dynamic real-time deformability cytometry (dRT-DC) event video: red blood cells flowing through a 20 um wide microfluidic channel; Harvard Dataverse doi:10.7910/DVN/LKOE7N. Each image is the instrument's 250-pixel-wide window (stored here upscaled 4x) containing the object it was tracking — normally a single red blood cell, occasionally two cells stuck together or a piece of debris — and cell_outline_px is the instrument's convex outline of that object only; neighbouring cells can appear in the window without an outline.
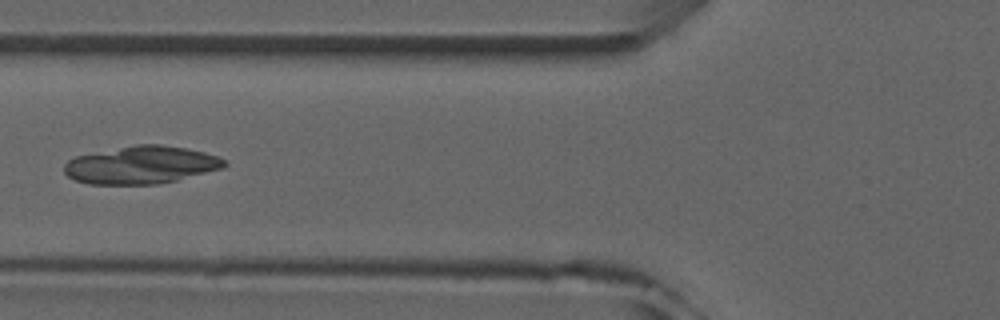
{"species": "common noctule bat (a hibernating species)", "species_latin": "Nyctalus noctula", "temperature_condition": "room temperature", "stored_images_in_passage": 6, "camera_frame_rate_fps": 3000, "um_per_image_px": 0.085, "animal": {"sex": "male", "forearm_length_mm": 52.5}, "frame": {"image": 1, "passage_image": 5, "time_ms": 5.333, "image_size_px": [1000, 320], "cell_outline_px": [[228, 164], [224, 168], [176, 180], [156, 184], [88, 184], [76, 180], [68, 176], [64, 172], [64, 164], [68, 160], [76, 156], [136, 144], [160, 144], [184, 148], [204, 152], [216, 156], [224, 160]], "centroid_in_image_um": [12.0, 14.02], "position_along_channel_um": 113.8, "area_um2": 34.97}}
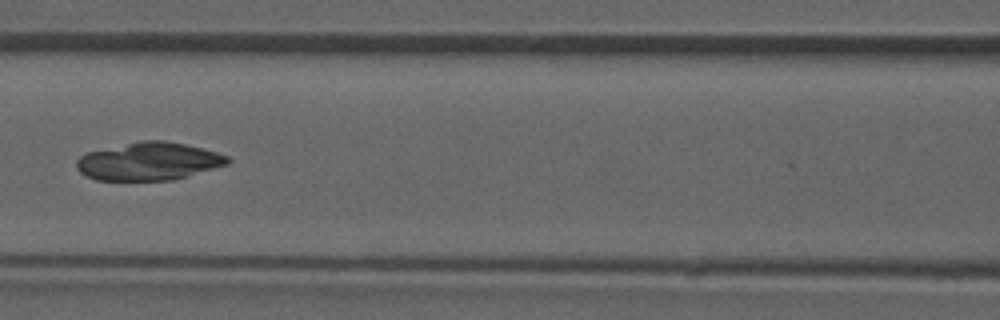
{"frame": {"image": 2, "passage_image": 6, "time_ms": 6.333, "image_size_px": [1000, 320], "cell_outline_px": [[232, 160], [228, 164], [188, 176], [172, 180], [96, 180], [80, 172], [76, 168], [76, 160], [80, 156], [88, 152], [144, 140], [164, 140], [184, 144], [216, 152], [228, 156]], "centroid_in_image_um": [12.66, 13.72], "position_along_channel_um": 153.9, "area_um2": 33.06}}